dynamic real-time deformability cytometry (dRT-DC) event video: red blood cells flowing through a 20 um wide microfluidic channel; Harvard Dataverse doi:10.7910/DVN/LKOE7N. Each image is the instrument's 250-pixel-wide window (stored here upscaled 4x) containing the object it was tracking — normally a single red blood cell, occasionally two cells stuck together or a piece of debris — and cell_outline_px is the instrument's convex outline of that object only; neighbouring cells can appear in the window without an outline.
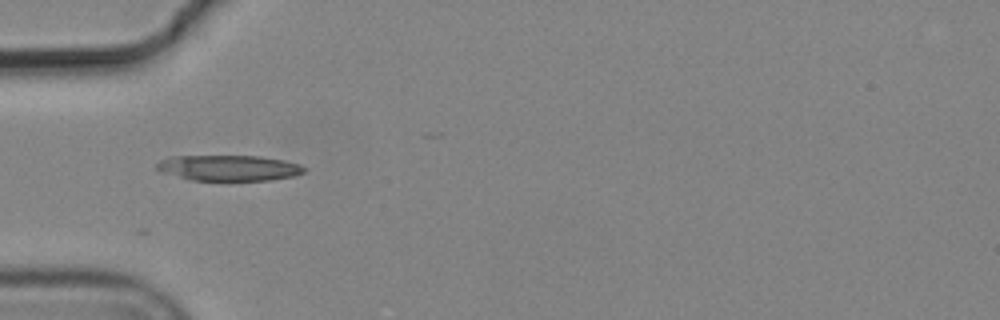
{"species": "common noctule bat (a hibernating species)", "species_latin": "Nyctalus noctula", "temperature_condition": "cold", "stored_images_in_passage": 8, "camera_frame_rate_fps": 3000, "um_per_image_px": 0.085, "animal": {"sex": "male", "body_mass_g": 19.2, "forearm_length_mm": 51.8}, "frame": {"image": 1, "passage_image": 4, "time_ms": 1.0, "image_size_px": [1000, 320], "cell_outline_px": [[308, 168], [304, 172], [292, 176], [272, 180], [188, 180], [156, 172], [156, 164], [160, 160], [168, 156], [260, 156], [284, 160], [300, 164]], "centroid_in_image_um": [19.38, 14.27], "position_along_channel_um": 65.6, "area_um2": 22.43}}
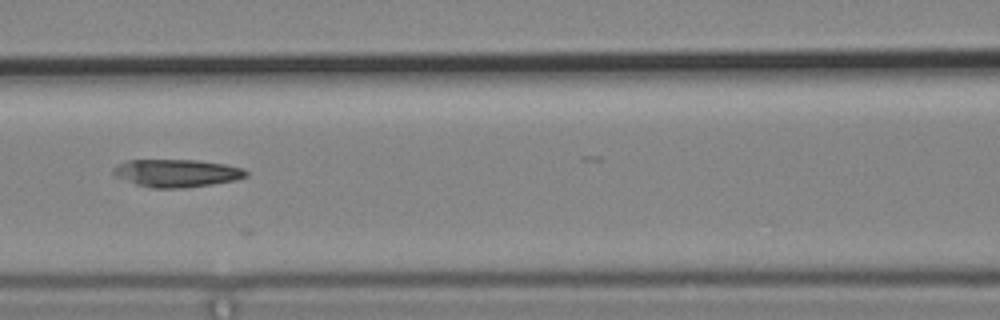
{"frame": {"image": 2, "passage_image": 6, "time_ms": 1.667, "image_size_px": [1000, 320], "cell_outline_px": [[248, 176], [236, 180], [180, 188], [152, 188], [136, 184], [116, 176], [112, 172], [112, 168], [116, 164], [128, 160], [200, 160], [224, 164], [244, 168], [248, 172]], "centroid_in_image_um": [15.01, 14.7], "position_along_channel_um": 151.6, "area_um2": 21.39}}
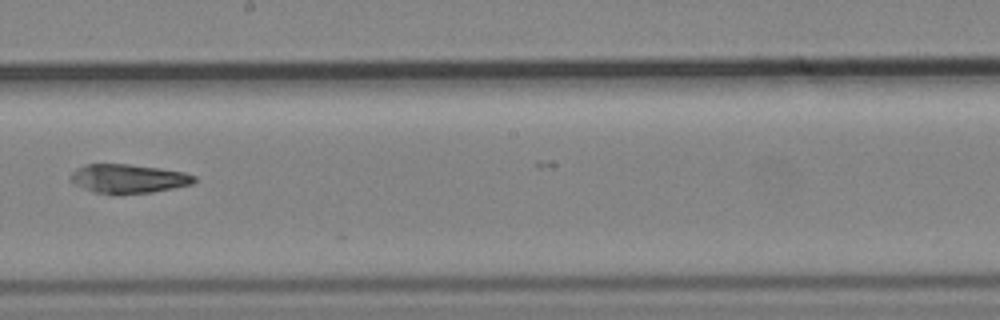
{"frame": {"image": 3, "passage_image": 8, "time_ms": 2.333, "image_size_px": [1000, 320], "cell_outline_px": [[196, 180], [192, 184], [152, 192], [120, 196], [116, 196], [96, 192], [72, 184], [68, 180], [72, 172], [76, 168], [84, 164], [128, 164], [160, 168], [184, 172], [196, 176]], "centroid_in_image_um": [10.86, 15.2], "position_along_channel_um": 237.3, "area_um2": 21.33}}